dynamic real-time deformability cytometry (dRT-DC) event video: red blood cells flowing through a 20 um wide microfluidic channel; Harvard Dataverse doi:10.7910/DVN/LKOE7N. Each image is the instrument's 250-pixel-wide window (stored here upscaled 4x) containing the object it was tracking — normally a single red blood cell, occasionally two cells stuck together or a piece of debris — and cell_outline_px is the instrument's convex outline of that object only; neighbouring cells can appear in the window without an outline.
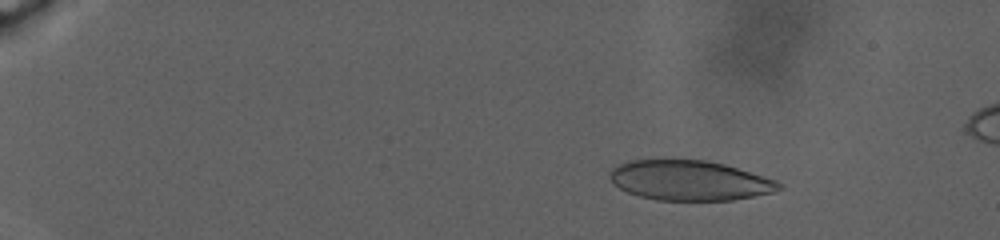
{"species": "human", "species_latin": "Homo sapiens", "temperature_condition": "warm", "stored_images_in_passage": 88, "camera_frame_rate_fps": 3000, "um_per_image_px": 0.085, "donor": {"sex": "male"}, "frame": {"image": 1, "passage_image": 16, "time_ms": 5.333, "image_size_px": [1000, 240], "cell_outline_px": [[784, 188], [772, 192], [732, 200], [656, 200], [640, 196], [628, 192], [612, 184], [608, 176], [612, 168], [628, 160], [704, 160], [724, 164], [776, 180]], "centroid_in_image_um": [58.57, 15.34], "position_along_channel_um": 26.4, "area_um2": 39.13}}
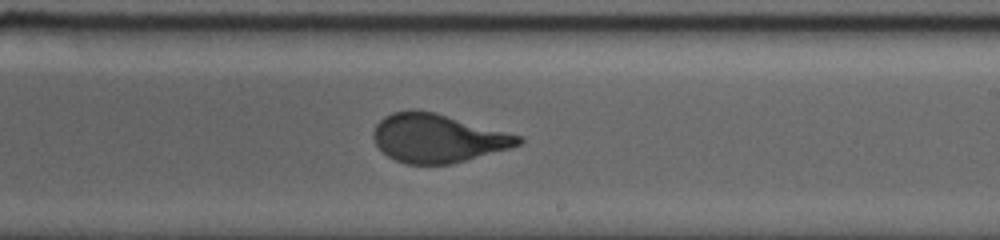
{"frame": {"image": 2, "passage_image": 58, "time_ms": 21.0, "image_size_px": [1000, 240], "cell_outline_px": [[524, 140], [520, 144], [508, 148], [452, 164], [408, 164], [396, 160], [388, 156], [376, 144], [372, 136], [372, 132], [376, 124], [384, 116], [392, 112], [416, 108], [436, 112], [524, 136]], "centroid_in_image_um": [37.2, 11.72], "position_along_channel_um": 251.8, "area_um2": 41.21}}
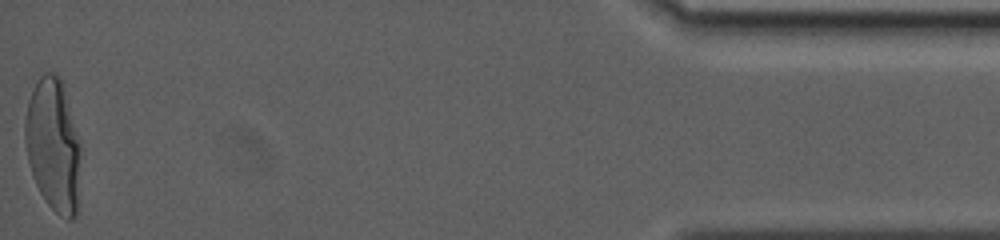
{"frame": {"image": 3, "passage_image": 88, "time_ms": 32.0, "image_size_px": [1000, 240], "cell_outline_px": [[80, 152], [76, 216], [72, 220], [68, 220], [60, 216], [48, 204], [40, 192], [32, 176], [28, 160], [24, 140], [24, 120], [28, 100], [40, 76], [44, 72], [56, 72], [60, 76], [80, 140]], "centroid_in_image_um": [4.51, 12.32], "position_along_channel_um": 430.7, "area_um2": 43.12}}